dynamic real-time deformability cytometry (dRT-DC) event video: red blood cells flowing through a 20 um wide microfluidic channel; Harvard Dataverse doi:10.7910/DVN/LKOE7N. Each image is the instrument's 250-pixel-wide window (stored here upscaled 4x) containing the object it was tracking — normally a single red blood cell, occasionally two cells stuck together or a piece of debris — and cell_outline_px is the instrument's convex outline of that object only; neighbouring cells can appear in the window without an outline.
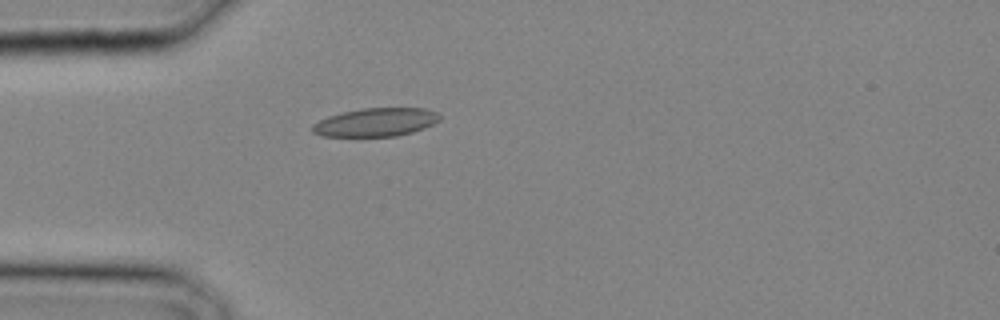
{"species": "common noctule bat (a hibernating species)", "species_latin": "Nyctalus noctula", "temperature_condition": "cold", "stored_images_in_passage": 28, "camera_frame_rate_fps": 3000, "um_per_image_px": 0.085, "animal": {"sex": "male", "body_mass_g": 20.4}, "frame": {"image": 1, "passage_image": 9, "time_ms": 2.667, "image_size_px": [1000, 320], "cell_outline_px": [[440, 120], [424, 128], [412, 132], [396, 136], [320, 136], [312, 132], [312, 124], [328, 116], [344, 112], [364, 108], [424, 108], [436, 112], [440, 116]], "centroid_in_image_um": [31.93, 10.39], "position_along_channel_um": 53.1, "area_um2": 20.92}}
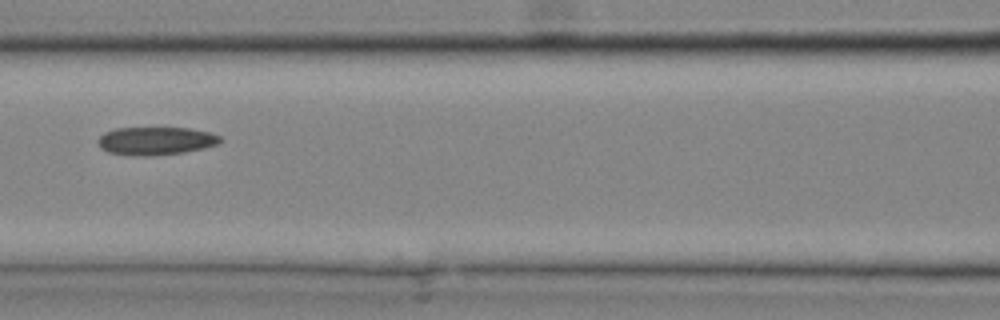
{"frame": {"image": 2, "passage_image": 14, "time_ms": 4.333, "image_size_px": [1000, 320], "cell_outline_px": [[224, 140], [220, 144], [204, 148], [184, 152], [152, 156], [132, 156], [108, 152], [100, 148], [96, 140], [104, 132], [116, 128], [188, 128], [208, 132], [220, 136]], "centroid_in_image_um": [13.23, 11.98], "position_along_channel_um": 153.4, "area_um2": 20.23}}
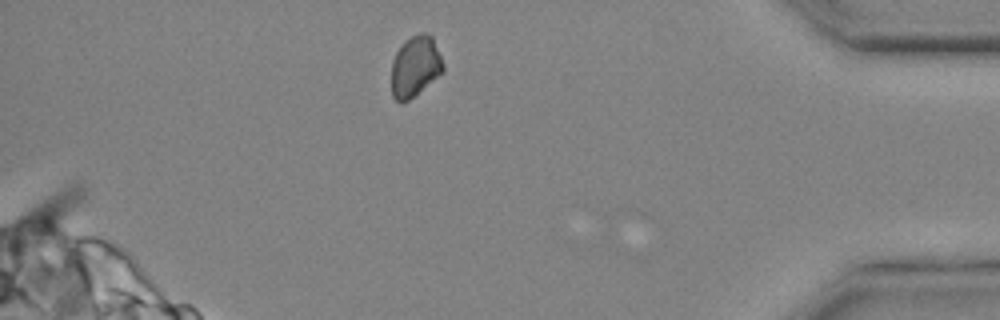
{"frame": {"image": 3, "passage_image": 27, "time_ms": 8.667, "image_size_px": [1000, 320], "cell_outline_px": [[444, 72], [416, 96], [408, 100], [396, 100], [392, 96], [392, 60], [396, 52], [404, 40], [420, 32], [424, 32], [432, 36], [444, 64]], "centroid_in_image_um": [35.31, 5.64], "position_along_channel_um": 399.9, "area_um2": 18.5}}